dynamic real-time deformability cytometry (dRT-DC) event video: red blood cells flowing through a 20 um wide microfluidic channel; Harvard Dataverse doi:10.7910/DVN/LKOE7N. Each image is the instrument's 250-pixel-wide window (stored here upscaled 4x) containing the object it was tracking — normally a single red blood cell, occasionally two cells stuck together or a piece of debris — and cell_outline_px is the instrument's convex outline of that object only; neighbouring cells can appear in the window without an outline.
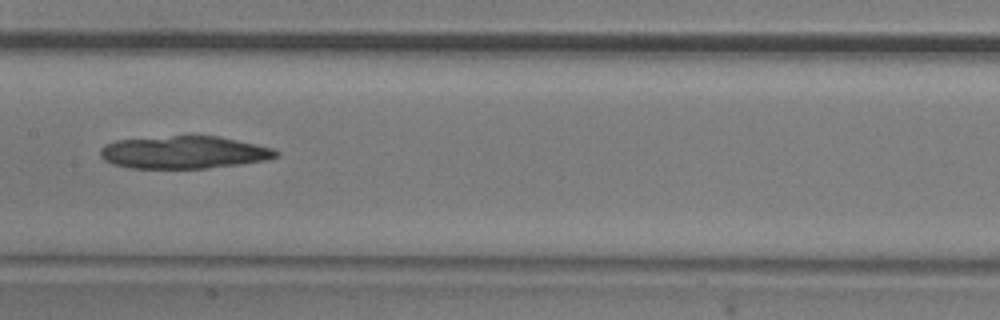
{"species": "common noctule bat (a hibernating species)", "species_latin": "Nyctalus noctula", "temperature_condition": "room temperature", "stored_images_in_passage": 4, "camera_frame_rate_fps": 3000, "um_per_image_px": 0.085, "animal": {"sex": "male", "body_mass_g": 20.5, "forearm_length_mm": 52.5}, "frame": {"image": 1, "passage_image": 4, "time_ms": 1.0, "image_size_px": [1000, 320], "cell_outline_px": [[280, 152], [276, 156], [268, 160], [240, 164], [208, 168], [128, 168], [112, 164], [104, 160], [100, 156], [100, 148], [116, 140], [172, 136], [220, 136], [256, 144], [272, 148]], "centroid_in_image_um": [15.64, 12.95], "position_along_channel_um": 191.8, "area_um2": 33.35}}